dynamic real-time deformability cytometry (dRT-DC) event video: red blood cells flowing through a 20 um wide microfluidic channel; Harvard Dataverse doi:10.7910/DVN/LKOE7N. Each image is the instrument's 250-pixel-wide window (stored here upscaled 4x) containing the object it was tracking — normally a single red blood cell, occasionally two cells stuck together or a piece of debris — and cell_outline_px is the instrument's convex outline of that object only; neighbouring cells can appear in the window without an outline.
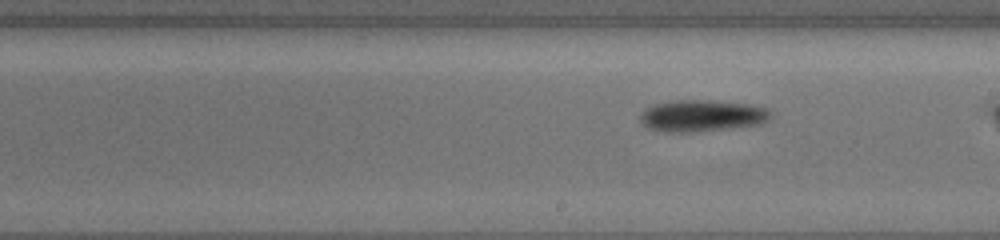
{"species": "common noctule bat (a hibernating species)", "species_latin": "Nyctalus noctula", "temperature_condition": "cold", "stored_images_in_passage": 10, "segment_of_instrument_passage": [2, 2], "camera_frame_rate_fps": 3000, "um_per_image_px": 0.085, "animal": {"sex": "female", "body_mass_g": 19.5, "forearm_length_mm": 54.1}, "frame": {"image": 1, "passage_image": 10, "time_ms": 7.0, "image_size_px": [1000, 240], "cell_outline_px": [[772, 112], [768, 120], [760, 124], [692, 132], [668, 132], [648, 128], [640, 120], [640, 116], [648, 108], [656, 104], [676, 100], [708, 100], [748, 104], [768, 108]], "centroid_in_image_um": [59.7, 9.83], "position_along_channel_um": 229.3, "area_um2": 23.7}}